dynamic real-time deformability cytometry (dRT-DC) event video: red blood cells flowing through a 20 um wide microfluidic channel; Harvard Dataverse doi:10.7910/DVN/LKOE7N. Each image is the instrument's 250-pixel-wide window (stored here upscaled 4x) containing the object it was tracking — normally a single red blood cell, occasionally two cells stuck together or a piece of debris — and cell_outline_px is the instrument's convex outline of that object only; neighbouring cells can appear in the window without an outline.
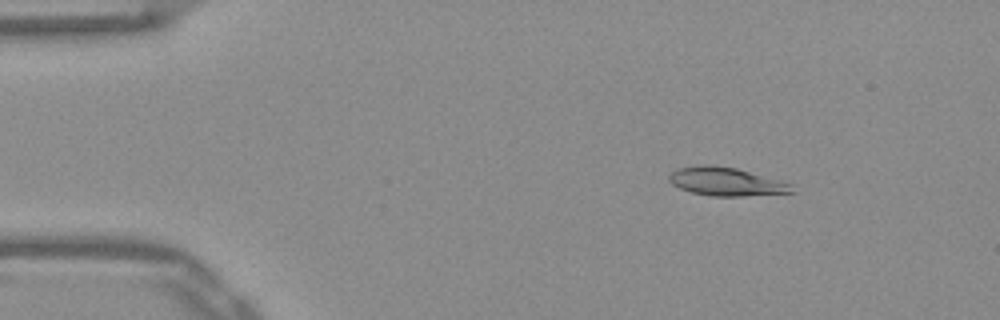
{"species": "Egyptian fruit bat (a non-hibernating species)", "species_latin": "Rousettus aegyptiacus", "temperature_condition": "warm", "stored_images_in_passage": 53, "camera_frame_rate_fps": 3000, "um_per_image_px": 0.085, "frame": {"image": 1, "passage_image": 8, "time_ms": 2.333, "image_size_px": [1000, 320], "cell_outline_px": [[796, 192], [744, 196], [712, 196], [692, 192], [680, 188], [672, 184], [668, 180], [668, 176], [676, 168], [736, 168], [792, 184]], "centroid_in_image_um": [61.78, 15.5], "position_along_channel_um": 23.2, "area_um2": 19.31}}
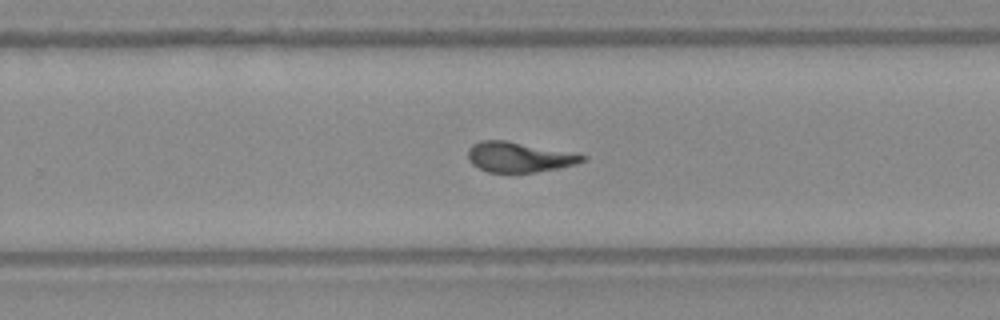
{"frame": {"image": 2, "passage_image": 34, "time_ms": 11.0, "image_size_px": [1000, 320], "cell_outline_px": [[588, 156], [584, 160], [576, 164], [536, 172], [488, 172], [472, 164], [468, 160], [468, 148], [472, 144], [480, 140], [504, 140]], "centroid_in_image_um": [44.05, 13.35], "position_along_channel_um": 285.8, "area_um2": 19.71}}
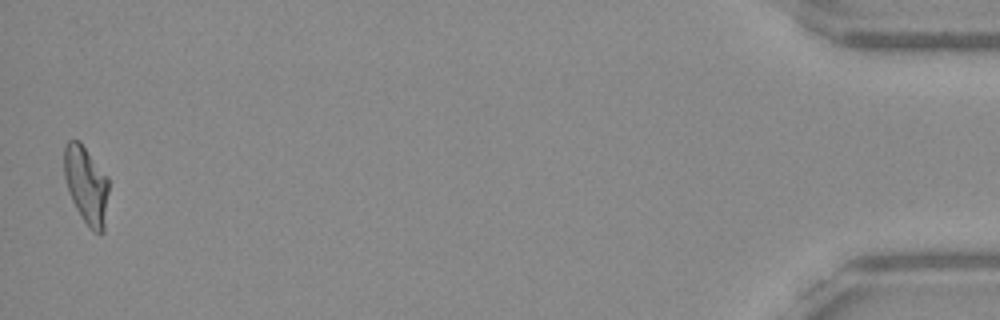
{"frame": {"image": 3, "passage_image": 52, "time_ms": 17.0, "image_size_px": [1000, 320], "cell_outline_px": [[108, 192], [104, 232], [100, 236], [92, 232], [76, 208], [72, 200], [64, 176], [64, 148], [68, 140], [80, 140], [108, 176]], "centroid_in_image_um": [7.35, 15.73], "position_along_channel_um": 427.9, "area_um2": 20.35}, "authors_computed_cell_mechanics": {"area_um2": 20.3456, "velocity_mm_per_s": 3.9062, "shape_relaxation_time_tau1_ms": 5.7911, "shape_relaxation_time_tau2_ms": 1.4737, "deformation_change_tau1": 0.2199, "deformation_change_tau2": 0.1015}}